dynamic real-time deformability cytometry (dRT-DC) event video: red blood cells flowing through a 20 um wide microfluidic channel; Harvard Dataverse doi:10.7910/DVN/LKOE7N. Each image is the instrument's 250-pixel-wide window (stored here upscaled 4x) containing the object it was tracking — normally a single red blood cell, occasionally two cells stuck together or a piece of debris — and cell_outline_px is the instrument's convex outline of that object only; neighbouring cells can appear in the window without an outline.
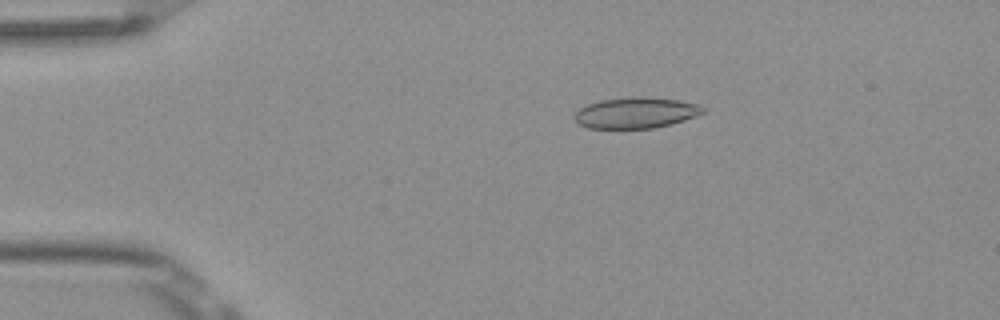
{"species": "Egyptian fruit bat (a non-hibernating species)", "species_latin": "Rousettus aegyptiacus", "temperature_condition": "room temperature", "stored_images_in_passage": 5, "camera_frame_rate_fps": 3000, "um_per_image_px": 0.085, "frame": {"image": 1, "passage_image": 3, "time_ms": 0.667, "image_size_px": [1000, 320], "cell_outline_px": [[704, 112], [696, 116], [672, 124], [652, 128], [588, 128], [580, 124], [572, 116], [580, 108], [588, 104], [600, 100], [636, 96], [640, 96], [676, 100], [696, 104], [704, 108]], "centroid_in_image_um": [54.02, 9.59], "position_along_channel_um": 31.0, "area_um2": 22.95}}
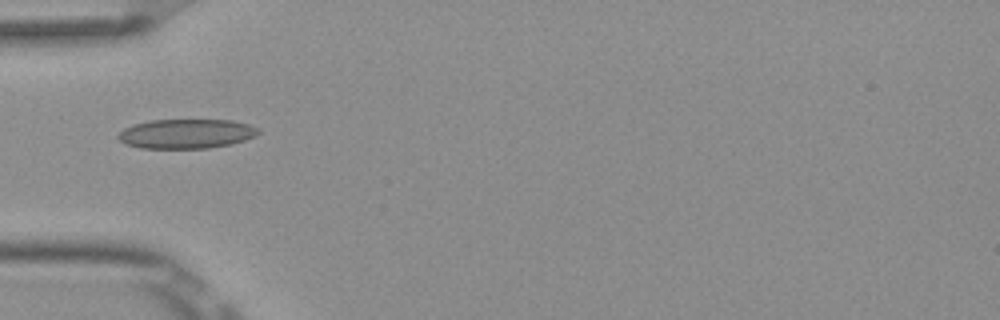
{"frame": {"image": 2, "passage_image": 5, "time_ms": 1.333, "image_size_px": [1000, 320], "cell_outline_px": [[260, 132], [256, 136], [232, 144], [208, 148], [140, 148], [128, 144], [120, 140], [116, 136], [124, 128], [132, 124], [152, 120], [232, 120], [248, 124], [256, 128]], "centroid_in_image_um": [15.83, 11.37], "position_along_channel_um": 69.2, "area_um2": 23.99}}